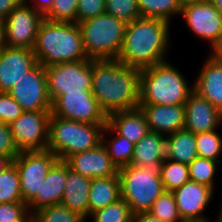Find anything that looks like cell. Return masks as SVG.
<instances>
[{"label":"cell","instance_id":"52a82bcc","mask_svg":"<svg viewBox=\"0 0 222 222\" xmlns=\"http://www.w3.org/2000/svg\"><path fill=\"white\" fill-rule=\"evenodd\" d=\"M121 198L130 206L131 213L148 212L155 200L165 191L161 176L146 167L128 165L118 169Z\"/></svg>","mask_w":222,"mask_h":222},{"label":"cell","instance_id":"f907efd6","mask_svg":"<svg viewBox=\"0 0 222 222\" xmlns=\"http://www.w3.org/2000/svg\"><path fill=\"white\" fill-rule=\"evenodd\" d=\"M198 1H202V0H178L179 4L181 5V7L191 4V3H195Z\"/></svg>","mask_w":222,"mask_h":222},{"label":"cell","instance_id":"f1b7e54d","mask_svg":"<svg viewBox=\"0 0 222 222\" xmlns=\"http://www.w3.org/2000/svg\"><path fill=\"white\" fill-rule=\"evenodd\" d=\"M220 165L222 164L218 161L197 157L188 165L190 180L215 190L216 174Z\"/></svg>","mask_w":222,"mask_h":222},{"label":"cell","instance_id":"e575fe53","mask_svg":"<svg viewBox=\"0 0 222 222\" xmlns=\"http://www.w3.org/2000/svg\"><path fill=\"white\" fill-rule=\"evenodd\" d=\"M148 212L164 222H182L173 192L170 191H164Z\"/></svg>","mask_w":222,"mask_h":222},{"label":"cell","instance_id":"e0dca14e","mask_svg":"<svg viewBox=\"0 0 222 222\" xmlns=\"http://www.w3.org/2000/svg\"><path fill=\"white\" fill-rule=\"evenodd\" d=\"M65 162L73 171L91 179L118 175V169L102 143L94 149L69 156Z\"/></svg>","mask_w":222,"mask_h":222},{"label":"cell","instance_id":"ee69618b","mask_svg":"<svg viewBox=\"0 0 222 222\" xmlns=\"http://www.w3.org/2000/svg\"><path fill=\"white\" fill-rule=\"evenodd\" d=\"M211 56L215 61L222 63V36L219 40L210 48L207 53Z\"/></svg>","mask_w":222,"mask_h":222},{"label":"cell","instance_id":"4316f807","mask_svg":"<svg viewBox=\"0 0 222 222\" xmlns=\"http://www.w3.org/2000/svg\"><path fill=\"white\" fill-rule=\"evenodd\" d=\"M102 144L106 147L111 161L117 169L131 164L135 144L118 135L108 124L102 133Z\"/></svg>","mask_w":222,"mask_h":222},{"label":"cell","instance_id":"f546056e","mask_svg":"<svg viewBox=\"0 0 222 222\" xmlns=\"http://www.w3.org/2000/svg\"><path fill=\"white\" fill-rule=\"evenodd\" d=\"M189 180L188 165L170 159H164L161 181L165 191L173 192Z\"/></svg>","mask_w":222,"mask_h":222},{"label":"cell","instance_id":"74e56055","mask_svg":"<svg viewBox=\"0 0 222 222\" xmlns=\"http://www.w3.org/2000/svg\"><path fill=\"white\" fill-rule=\"evenodd\" d=\"M0 222H32L27 203H0Z\"/></svg>","mask_w":222,"mask_h":222},{"label":"cell","instance_id":"836d02e7","mask_svg":"<svg viewBox=\"0 0 222 222\" xmlns=\"http://www.w3.org/2000/svg\"><path fill=\"white\" fill-rule=\"evenodd\" d=\"M88 220L62 204L42 208L32 215V222H86Z\"/></svg>","mask_w":222,"mask_h":222},{"label":"cell","instance_id":"8fae6325","mask_svg":"<svg viewBox=\"0 0 222 222\" xmlns=\"http://www.w3.org/2000/svg\"><path fill=\"white\" fill-rule=\"evenodd\" d=\"M51 112L54 116L87 124H107L108 119L92 91L60 95L52 103Z\"/></svg>","mask_w":222,"mask_h":222},{"label":"cell","instance_id":"ba28073f","mask_svg":"<svg viewBox=\"0 0 222 222\" xmlns=\"http://www.w3.org/2000/svg\"><path fill=\"white\" fill-rule=\"evenodd\" d=\"M45 71L52 103L64 93L92 91L91 59L46 66Z\"/></svg>","mask_w":222,"mask_h":222},{"label":"cell","instance_id":"5b68a950","mask_svg":"<svg viewBox=\"0 0 222 222\" xmlns=\"http://www.w3.org/2000/svg\"><path fill=\"white\" fill-rule=\"evenodd\" d=\"M107 124H87L51 114L49 139L46 150L65 161L69 156L96 148L102 143V133Z\"/></svg>","mask_w":222,"mask_h":222},{"label":"cell","instance_id":"44dd1931","mask_svg":"<svg viewBox=\"0 0 222 222\" xmlns=\"http://www.w3.org/2000/svg\"><path fill=\"white\" fill-rule=\"evenodd\" d=\"M166 137L155 132H148L135 143L130 165L146 167L161 176L165 159Z\"/></svg>","mask_w":222,"mask_h":222},{"label":"cell","instance_id":"ac0fdd59","mask_svg":"<svg viewBox=\"0 0 222 222\" xmlns=\"http://www.w3.org/2000/svg\"><path fill=\"white\" fill-rule=\"evenodd\" d=\"M222 127V113L206 98L193 91L185 102L184 129L194 134L210 132Z\"/></svg>","mask_w":222,"mask_h":222},{"label":"cell","instance_id":"2e32d148","mask_svg":"<svg viewBox=\"0 0 222 222\" xmlns=\"http://www.w3.org/2000/svg\"><path fill=\"white\" fill-rule=\"evenodd\" d=\"M37 59L33 50L5 46L0 53V92H8L23 75L31 70Z\"/></svg>","mask_w":222,"mask_h":222},{"label":"cell","instance_id":"7dc6e473","mask_svg":"<svg viewBox=\"0 0 222 222\" xmlns=\"http://www.w3.org/2000/svg\"><path fill=\"white\" fill-rule=\"evenodd\" d=\"M5 46V24L4 20H0V49Z\"/></svg>","mask_w":222,"mask_h":222},{"label":"cell","instance_id":"277c9868","mask_svg":"<svg viewBox=\"0 0 222 222\" xmlns=\"http://www.w3.org/2000/svg\"><path fill=\"white\" fill-rule=\"evenodd\" d=\"M169 60L141 70L139 104L178 105L188 100L194 82Z\"/></svg>","mask_w":222,"mask_h":222},{"label":"cell","instance_id":"60d3db41","mask_svg":"<svg viewBox=\"0 0 222 222\" xmlns=\"http://www.w3.org/2000/svg\"><path fill=\"white\" fill-rule=\"evenodd\" d=\"M19 153L10 126L0 122V155L7 156L13 161Z\"/></svg>","mask_w":222,"mask_h":222},{"label":"cell","instance_id":"7402d4cb","mask_svg":"<svg viewBox=\"0 0 222 222\" xmlns=\"http://www.w3.org/2000/svg\"><path fill=\"white\" fill-rule=\"evenodd\" d=\"M201 66L193 80L194 91L222 113V63L207 54Z\"/></svg>","mask_w":222,"mask_h":222},{"label":"cell","instance_id":"816d5d0a","mask_svg":"<svg viewBox=\"0 0 222 222\" xmlns=\"http://www.w3.org/2000/svg\"><path fill=\"white\" fill-rule=\"evenodd\" d=\"M182 222H202V221H182Z\"/></svg>","mask_w":222,"mask_h":222},{"label":"cell","instance_id":"cb8c5ba5","mask_svg":"<svg viewBox=\"0 0 222 222\" xmlns=\"http://www.w3.org/2000/svg\"><path fill=\"white\" fill-rule=\"evenodd\" d=\"M107 124L118 135L134 144L149 132L145 114L140 107L111 113L108 115Z\"/></svg>","mask_w":222,"mask_h":222},{"label":"cell","instance_id":"7a4b0ae2","mask_svg":"<svg viewBox=\"0 0 222 222\" xmlns=\"http://www.w3.org/2000/svg\"><path fill=\"white\" fill-rule=\"evenodd\" d=\"M171 24L149 17H139L130 22L117 60L140 70L168 60L172 47Z\"/></svg>","mask_w":222,"mask_h":222},{"label":"cell","instance_id":"30bf717a","mask_svg":"<svg viewBox=\"0 0 222 222\" xmlns=\"http://www.w3.org/2000/svg\"><path fill=\"white\" fill-rule=\"evenodd\" d=\"M57 160V156L49 150L23 151L13 160L20 177L23 202L28 203L36 195Z\"/></svg>","mask_w":222,"mask_h":222},{"label":"cell","instance_id":"bcb514c9","mask_svg":"<svg viewBox=\"0 0 222 222\" xmlns=\"http://www.w3.org/2000/svg\"><path fill=\"white\" fill-rule=\"evenodd\" d=\"M13 163V161L7 157V156H3L0 155V175L3 173V171L9 167L11 164Z\"/></svg>","mask_w":222,"mask_h":222},{"label":"cell","instance_id":"681fc988","mask_svg":"<svg viewBox=\"0 0 222 222\" xmlns=\"http://www.w3.org/2000/svg\"><path fill=\"white\" fill-rule=\"evenodd\" d=\"M222 197V196H221ZM220 201H219V204L220 205H218L219 206V210H217L218 211V213H217V215L215 216L216 218H215V221H222V198L221 199H219Z\"/></svg>","mask_w":222,"mask_h":222},{"label":"cell","instance_id":"9c48e42d","mask_svg":"<svg viewBox=\"0 0 222 222\" xmlns=\"http://www.w3.org/2000/svg\"><path fill=\"white\" fill-rule=\"evenodd\" d=\"M51 114V111H23L9 125L17 149L20 152L46 150Z\"/></svg>","mask_w":222,"mask_h":222},{"label":"cell","instance_id":"b9f144b4","mask_svg":"<svg viewBox=\"0 0 222 222\" xmlns=\"http://www.w3.org/2000/svg\"><path fill=\"white\" fill-rule=\"evenodd\" d=\"M24 1L25 0H0V20H5L7 16Z\"/></svg>","mask_w":222,"mask_h":222},{"label":"cell","instance_id":"f35d334b","mask_svg":"<svg viewBox=\"0 0 222 222\" xmlns=\"http://www.w3.org/2000/svg\"><path fill=\"white\" fill-rule=\"evenodd\" d=\"M20 104L6 92H0V122L10 125L21 114Z\"/></svg>","mask_w":222,"mask_h":222},{"label":"cell","instance_id":"9a60e30c","mask_svg":"<svg viewBox=\"0 0 222 222\" xmlns=\"http://www.w3.org/2000/svg\"><path fill=\"white\" fill-rule=\"evenodd\" d=\"M173 195L182 221H211L204 214L215 195L212 188L189 180L175 189Z\"/></svg>","mask_w":222,"mask_h":222},{"label":"cell","instance_id":"7c38bea8","mask_svg":"<svg viewBox=\"0 0 222 222\" xmlns=\"http://www.w3.org/2000/svg\"><path fill=\"white\" fill-rule=\"evenodd\" d=\"M23 111H52L45 67L37 63L7 92Z\"/></svg>","mask_w":222,"mask_h":222},{"label":"cell","instance_id":"83f0119b","mask_svg":"<svg viewBox=\"0 0 222 222\" xmlns=\"http://www.w3.org/2000/svg\"><path fill=\"white\" fill-rule=\"evenodd\" d=\"M141 17L158 18L169 23L181 14L178 0H137Z\"/></svg>","mask_w":222,"mask_h":222},{"label":"cell","instance_id":"d6a6232c","mask_svg":"<svg viewBox=\"0 0 222 222\" xmlns=\"http://www.w3.org/2000/svg\"><path fill=\"white\" fill-rule=\"evenodd\" d=\"M132 216L130 206L124 199L120 198L116 202L91 213L88 220L90 219L92 222H131Z\"/></svg>","mask_w":222,"mask_h":222},{"label":"cell","instance_id":"5bb4252c","mask_svg":"<svg viewBox=\"0 0 222 222\" xmlns=\"http://www.w3.org/2000/svg\"><path fill=\"white\" fill-rule=\"evenodd\" d=\"M44 16L25 1L4 20L5 45L33 50Z\"/></svg>","mask_w":222,"mask_h":222},{"label":"cell","instance_id":"d4e9b609","mask_svg":"<svg viewBox=\"0 0 222 222\" xmlns=\"http://www.w3.org/2000/svg\"><path fill=\"white\" fill-rule=\"evenodd\" d=\"M197 157L196 134L183 128L166 137V159L189 165Z\"/></svg>","mask_w":222,"mask_h":222},{"label":"cell","instance_id":"6da1fadb","mask_svg":"<svg viewBox=\"0 0 222 222\" xmlns=\"http://www.w3.org/2000/svg\"><path fill=\"white\" fill-rule=\"evenodd\" d=\"M140 72L117 59L92 60V93L107 116L139 107Z\"/></svg>","mask_w":222,"mask_h":222},{"label":"cell","instance_id":"7bdbcfd3","mask_svg":"<svg viewBox=\"0 0 222 222\" xmlns=\"http://www.w3.org/2000/svg\"><path fill=\"white\" fill-rule=\"evenodd\" d=\"M25 2L45 16L52 8L54 0H25Z\"/></svg>","mask_w":222,"mask_h":222},{"label":"cell","instance_id":"8992f818","mask_svg":"<svg viewBox=\"0 0 222 222\" xmlns=\"http://www.w3.org/2000/svg\"><path fill=\"white\" fill-rule=\"evenodd\" d=\"M87 57L91 60L117 59L127 23L104 13L78 23Z\"/></svg>","mask_w":222,"mask_h":222},{"label":"cell","instance_id":"ffe728a7","mask_svg":"<svg viewBox=\"0 0 222 222\" xmlns=\"http://www.w3.org/2000/svg\"><path fill=\"white\" fill-rule=\"evenodd\" d=\"M139 107L145 114L150 132L167 137L184 128L185 104H139Z\"/></svg>","mask_w":222,"mask_h":222},{"label":"cell","instance_id":"c3c4849f","mask_svg":"<svg viewBox=\"0 0 222 222\" xmlns=\"http://www.w3.org/2000/svg\"><path fill=\"white\" fill-rule=\"evenodd\" d=\"M215 8L222 14V0H209Z\"/></svg>","mask_w":222,"mask_h":222},{"label":"cell","instance_id":"d590c367","mask_svg":"<svg viewBox=\"0 0 222 222\" xmlns=\"http://www.w3.org/2000/svg\"><path fill=\"white\" fill-rule=\"evenodd\" d=\"M105 11L127 24L141 17L137 0H106Z\"/></svg>","mask_w":222,"mask_h":222},{"label":"cell","instance_id":"8d00e7d4","mask_svg":"<svg viewBox=\"0 0 222 222\" xmlns=\"http://www.w3.org/2000/svg\"><path fill=\"white\" fill-rule=\"evenodd\" d=\"M78 0H54L44 19L55 22L76 23Z\"/></svg>","mask_w":222,"mask_h":222},{"label":"cell","instance_id":"d6986e66","mask_svg":"<svg viewBox=\"0 0 222 222\" xmlns=\"http://www.w3.org/2000/svg\"><path fill=\"white\" fill-rule=\"evenodd\" d=\"M66 178L67 163L57 160L49 169L36 195L27 203L31 215L42 208L61 204Z\"/></svg>","mask_w":222,"mask_h":222},{"label":"cell","instance_id":"4dcf8cb0","mask_svg":"<svg viewBox=\"0 0 222 222\" xmlns=\"http://www.w3.org/2000/svg\"><path fill=\"white\" fill-rule=\"evenodd\" d=\"M20 177L12 163L0 175V203L21 202Z\"/></svg>","mask_w":222,"mask_h":222},{"label":"cell","instance_id":"ab89813d","mask_svg":"<svg viewBox=\"0 0 222 222\" xmlns=\"http://www.w3.org/2000/svg\"><path fill=\"white\" fill-rule=\"evenodd\" d=\"M105 3L106 0H78L76 23L106 13Z\"/></svg>","mask_w":222,"mask_h":222},{"label":"cell","instance_id":"484cf974","mask_svg":"<svg viewBox=\"0 0 222 222\" xmlns=\"http://www.w3.org/2000/svg\"><path fill=\"white\" fill-rule=\"evenodd\" d=\"M121 198L119 175L92 179L89 190V215Z\"/></svg>","mask_w":222,"mask_h":222},{"label":"cell","instance_id":"3957f363","mask_svg":"<svg viewBox=\"0 0 222 222\" xmlns=\"http://www.w3.org/2000/svg\"><path fill=\"white\" fill-rule=\"evenodd\" d=\"M33 53L44 67L89 59L77 23L47 19L39 26Z\"/></svg>","mask_w":222,"mask_h":222},{"label":"cell","instance_id":"603a6c76","mask_svg":"<svg viewBox=\"0 0 222 222\" xmlns=\"http://www.w3.org/2000/svg\"><path fill=\"white\" fill-rule=\"evenodd\" d=\"M92 179L73 171L67 164V178L61 204L82 217L89 218V190Z\"/></svg>","mask_w":222,"mask_h":222},{"label":"cell","instance_id":"f5cc1de1","mask_svg":"<svg viewBox=\"0 0 222 222\" xmlns=\"http://www.w3.org/2000/svg\"><path fill=\"white\" fill-rule=\"evenodd\" d=\"M210 222H222V221H214L213 219Z\"/></svg>","mask_w":222,"mask_h":222},{"label":"cell","instance_id":"1f68e13d","mask_svg":"<svg viewBox=\"0 0 222 222\" xmlns=\"http://www.w3.org/2000/svg\"><path fill=\"white\" fill-rule=\"evenodd\" d=\"M196 148L198 157L222 163V135L218 129L196 134Z\"/></svg>","mask_w":222,"mask_h":222},{"label":"cell","instance_id":"f6af8a7d","mask_svg":"<svg viewBox=\"0 0 222 222\" xmlns=\"http://www.w3.org/2000/svg\"><path fill=\"white\" fill-rule=\"evenodd\" d=\"M131 222H164L157 217H154L149 212H142L138 214H134L132 216Z\"/></svg>","mask_w":222,"mask_h":222},{"label":"cell","instance_id":"4fadbf2b","mask_svg":"<svg viewBox=\"0 0 222 222\" xmlns=\"http://www.w3.org/2000/svg\"><path fill=\"white\" fill-rule=\"evenodd\" d=\"M184 20L189 32L211 48L222 36V14L209 0L185 5L180 18Z\"/></svg>","mask_w":222,"mask_h":222}]
</instances>
